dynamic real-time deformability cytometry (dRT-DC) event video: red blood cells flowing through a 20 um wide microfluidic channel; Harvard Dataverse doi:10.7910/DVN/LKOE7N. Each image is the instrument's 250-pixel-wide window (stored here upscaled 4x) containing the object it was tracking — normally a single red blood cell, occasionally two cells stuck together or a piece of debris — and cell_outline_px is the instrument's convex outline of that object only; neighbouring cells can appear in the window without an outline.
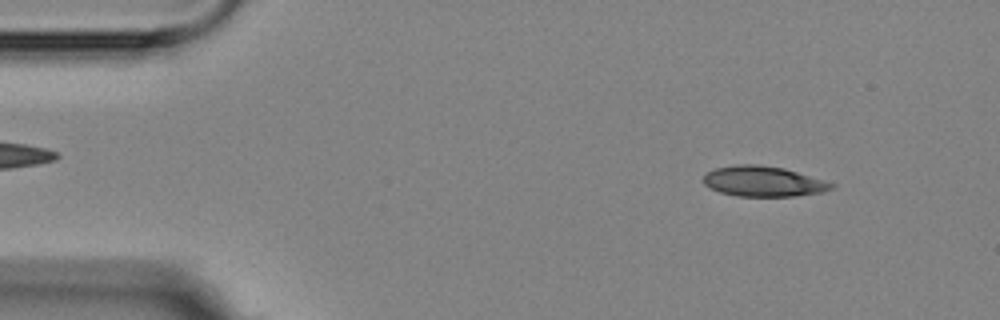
{"species": "Egyptian fruit bat (a non-hibernating species)", "species_latin": "Rousettus aegyptiacus", "temperature_condition": "room temperature", "stored_images_in_passage": 8, "camera_frame_rate_fps": 3000, "um_per_image_px": 0.085, "animal": {"sex": "female"}, "frame": {"image": 1, "passage_image": 1, "time_ms": 0.0, "image_size_px": [1000, 320], "cell_outline_px": [[836, 188], [824, 192], [792, 196], [736, 196], [720, 192], [704, 184], [704, 176], [708, 172], [716, 168], [740, 164], [756, 164], [784, 168], [836, 184]], "centroid_in_image_um": [64.92, 15.42], "position_along_channel_um": 20.1, "area_um2": 22.48}}
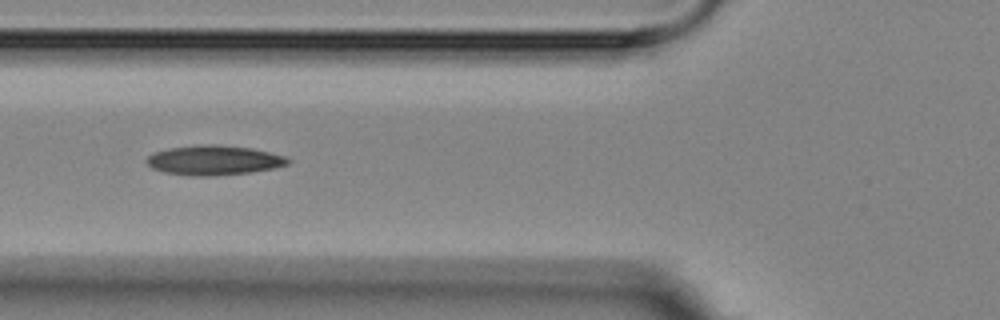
{"frame": {"image": 2, "passage_image": 5, "time_ms": 4.667, "image_size_px": [1000, 320], "cell_outline_px": [[292, 160], [288, 164], [272, 168], [248, 172], [208, 176], [192, 176], [164, 172], [152, 168], [144, 160], [152, 152], [168, 148], [196, 144], [216, 144], [252, 148], [288, 156]], "centroid_in_image_um": [18.16, 13.6], "position_along_channel_um": 107.6, "area_um2": 24.62}}
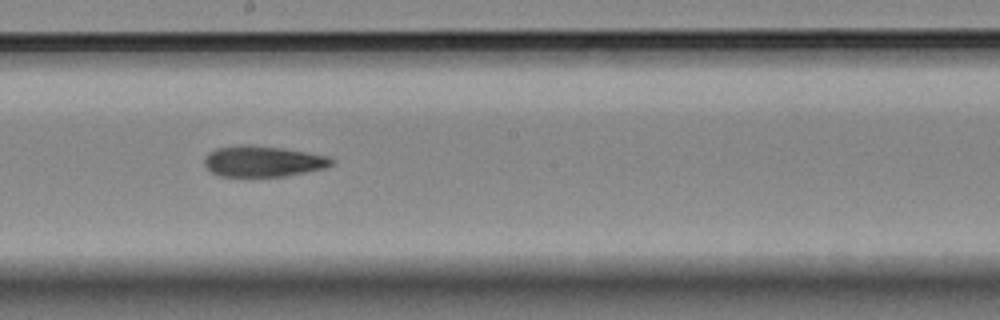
{"frame": {"image": 3, "passage_image": 8, "time_ms": 8.0, "image_size_px": [1000, 320], "cell_outline_px": [[336, 164], [328, 168], [284, 176], [220, 176], [212, 172], [204, 164], [204, 156], [208, 152], [216, 148], [240, 144], [248, 144], [280, 148], [328, 156], [336, 160]], "centroid_in_image_um": [22.37, 13.71], "position_along_channel_um": 225.8, "area_um2": 23.06}}